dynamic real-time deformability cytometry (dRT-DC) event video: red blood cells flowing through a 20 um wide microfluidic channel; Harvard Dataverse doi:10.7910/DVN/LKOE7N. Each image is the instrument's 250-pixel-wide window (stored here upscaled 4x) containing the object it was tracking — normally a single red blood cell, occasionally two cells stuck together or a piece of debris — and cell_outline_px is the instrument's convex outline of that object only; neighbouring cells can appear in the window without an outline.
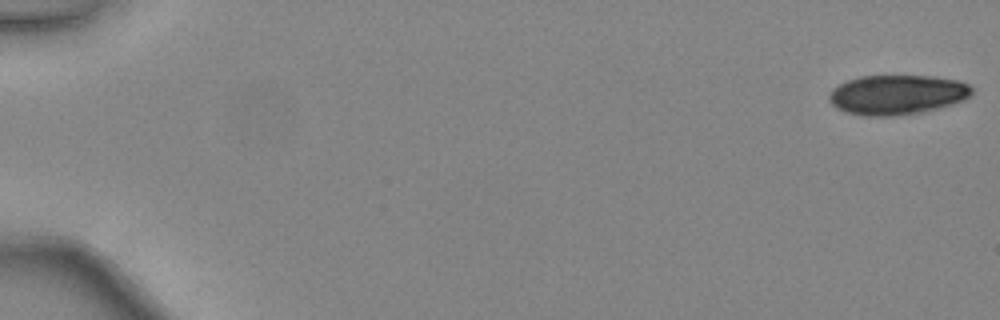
{"species": "common noctule bat (a hibernating species)", "species_latin": "Nyctalus noctula", "temperature_condition": "warm", "stored_images_in_passage": 14, "camera_frame_rate_fps": 3000, "um_per_image_px": 0.085, "animal": {"sex": "female", "body_mass_g": 24.6, "forearm_length_mm": 56.2}, "frame": {"image": 1, "passage_image": 1, "time_ms": 0.0, "image_size_px": [1000, 320], "cell_outline_px": [[972, 92], [964, 100], [936, 108], [920, 112], [892, 116], [860, 116], [844, 112], [836, 108], [828, 100], [828, 96], [832, 88], [848, 80], [860, 76], [932, 76], [960, 80], [968, 84], [972, 88]], "centroid_in_image_um": [76.21, 8.05], "position_along_channel_um": 8.8, "area_um2": 33.06}}